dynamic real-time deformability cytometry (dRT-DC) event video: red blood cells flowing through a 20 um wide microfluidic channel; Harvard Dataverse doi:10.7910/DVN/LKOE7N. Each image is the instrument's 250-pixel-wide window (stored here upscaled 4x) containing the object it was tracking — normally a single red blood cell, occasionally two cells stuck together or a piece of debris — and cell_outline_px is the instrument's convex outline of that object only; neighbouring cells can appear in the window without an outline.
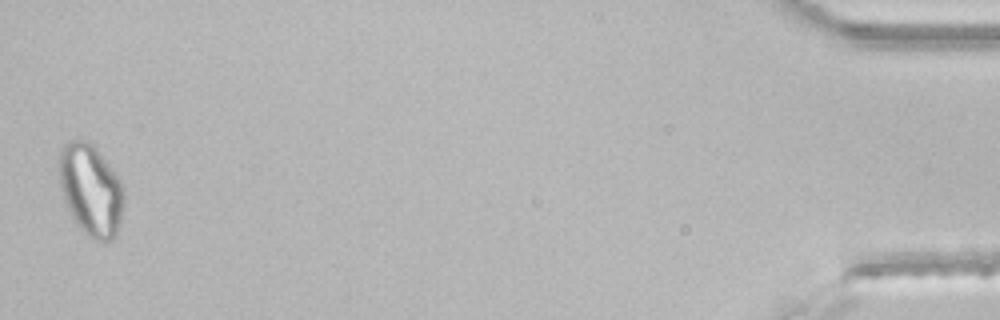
{"species": "common noctule bat (a hibernating species)", "species_latin": "Nyctalus noctula", "temperature_condition": "room temperature", "stored_images_in_passage": 46, "segment_of_instrument_passage": [2, 2], "camera_frame_rate_fps": 3000, "um_per_image_px": 0.085, "animal": {"sex": "male", "body_mass_g": 21.5, "forearm_length_mm": 52.0}, "frame": {"image": 1, "passage_image": 46, "time_ms": 15.0, "image_size_px": [1000, 320], "cell_outline_px": [[124, 204], [116, 236], [112, 240], [104, 244], [92, 240], [80, 228], [72, 216], [64, 200], [60, 184], [60, 148], [68, 140], [84, 140], [92, 144], [96, 148], [120, 176], [124, 184]], "centroid_in_image_um": [7.77, 16.17], "position_along_channel_um": 427.4, "area_um2": 35.03}}